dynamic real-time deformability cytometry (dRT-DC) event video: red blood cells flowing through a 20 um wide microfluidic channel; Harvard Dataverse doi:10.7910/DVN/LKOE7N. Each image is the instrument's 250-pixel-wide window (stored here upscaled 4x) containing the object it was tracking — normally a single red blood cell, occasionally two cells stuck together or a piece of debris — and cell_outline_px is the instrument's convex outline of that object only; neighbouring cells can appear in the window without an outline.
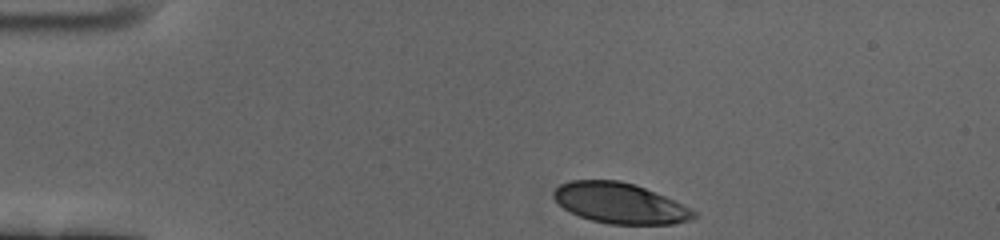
{"species": "human", "species_latin": "Homo sapiens", "temperature_condition": "cold", "stored_images_in_passage": 39, "camera_frame_rate_fps": 3000, "um_per_image_px": 0.085, "donor": {"sex": "female"}, "frame": {"image": 1, "passage_image": 1, "time_ms": 0.0, "image_size_px": [1000, 240], "cell_outline_px": [[696, 216], [692, 220], [672, 224], [608, 224], [592, 220], [580, 216], [564, 208], [552, 196], [552, 192], [560, 184], [572, 180], [620, 180], [636, 184], [664, 196], [696, 212]], "centroid_in_image_um": [52.67, 17.26], "position_along_channel_um": 32.3, "area_um2": 32.83}}
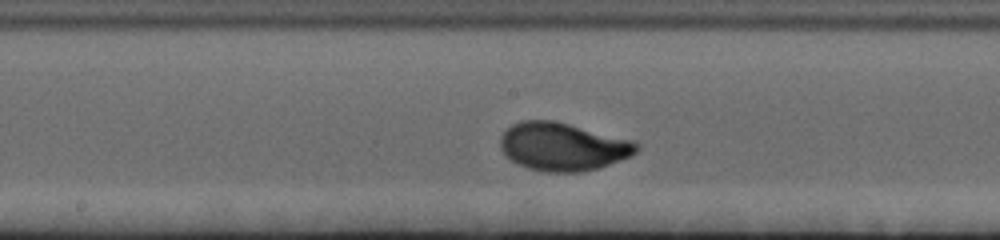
{"frame": {"image": 2, "passage_image": 21, "time_ms": 6.667, "image_size_px": [1000, 240], "cell_outline_px": [[640, 148], [636, 152], [620, 160], [600, 168], [580, 172], [548, 172], [528, 168], [512, 160], [500, 148], [500, 136], [512, 124], [520, 120], [552, 120], [632, 140], [640, 144]], "centroid_in_image_um": [47.84, 12.46], "position_along_channel_um": 200.4, "area_um2": 37.86}}
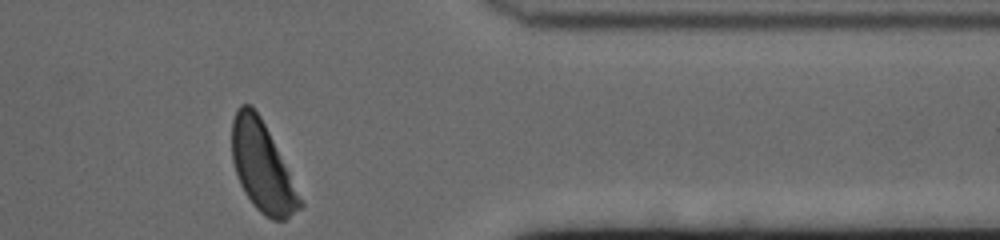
{"frame": {"image": 3, "passage_image": 39, "time_ms": 12.667, "image_size_px": [1000, 240], "cell_outline_px": [[304, 204], [300, 208], [284, 220], [272, 220], [264, 216], [252, 204], [244, 192], [240, 184], [232, 160], [232, 120], [236, 108], [240, 104], [252, 104], [260, 116]], "centroid_in_image_um": [22.24, 14.18], "position_along_channel_um": 389.2, "area_um2": 34.8}, "authors_computed_cell_mechanics": {"area_um2": 35.6048, "velocity_mm_per_s": 3.39, "shape_relaxation_time_tau1_ms": 2.9891, "shape_relaxation_time_tau2_ms": null, "deformation_change_tau1": 0.1611, "deformation_change_tau2": null}}